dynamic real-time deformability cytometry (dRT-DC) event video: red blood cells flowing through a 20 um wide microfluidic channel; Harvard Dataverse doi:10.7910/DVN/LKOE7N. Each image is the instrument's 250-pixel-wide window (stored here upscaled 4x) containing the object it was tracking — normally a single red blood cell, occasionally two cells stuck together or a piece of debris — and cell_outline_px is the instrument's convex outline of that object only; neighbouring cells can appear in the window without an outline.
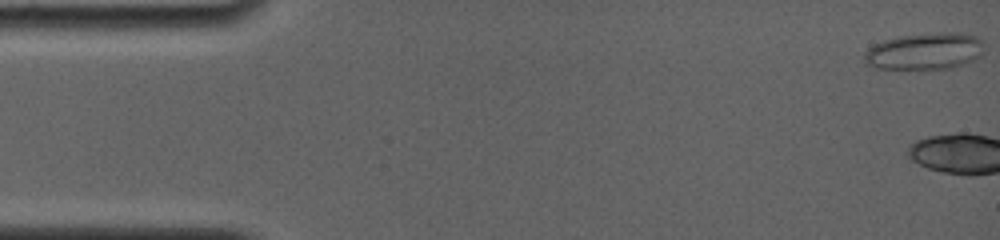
{"species": "common noctule bat (a hibernating species)", "species_latin": "Nyctalus noctula", "temperature_condition": "room temperature", "stored_images_in_passage": 4, "camera_frame_rate_fps": 4000, "um_per_image_px": 0.085, "animal": {"sex": "female", "body_mass_g": 19.0, "forearm_length_mm": 56.7}, "frame": {"image": 1, "passage_image": 1, "time_ms": 0.0, "image_size_px": [1000, 240], "cell_outline_px": [[980, 52], [976, 56], [960, 64], [948, 68], [876, 68], [864, 64], [864, 52], [868, 48], [884, 40], [900, 36], [940, 32], [960, 32], [976, 36], [980, 40]], "centroid_in_image_um": [78.5, 4.33], "position_along_channel_um": 6.5, "area_um2": 24.91}}